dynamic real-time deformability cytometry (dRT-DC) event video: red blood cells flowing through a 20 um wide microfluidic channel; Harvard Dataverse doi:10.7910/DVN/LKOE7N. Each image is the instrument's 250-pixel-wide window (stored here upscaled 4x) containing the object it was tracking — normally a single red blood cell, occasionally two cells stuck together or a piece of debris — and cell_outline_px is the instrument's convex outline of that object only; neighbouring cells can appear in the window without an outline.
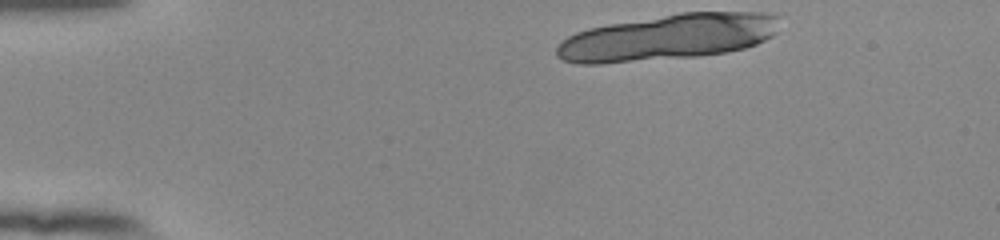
{"species": "human", "species_latin": "Homo sapiens", "temperature_condition": "room temperature", "stored_images_in_passage": 14, "camera_frame_rate_fps": 3000, "um_per_image_px": 0.085, "donor": {"sex": "female"}, "frame": {"image": 1, "passage_image": 1, "time_ms": 0.0, "image_size_px": [1000, 240], "cell_outline_px": [[780, 16], [776, 32], [772, 36], [756, 44], [744, 48], [728, 52], [700, 56], [600, 64], [576, 64], [560, 60], [556, 56], [556, 48], [568, 36], [576, 32], [588, 28], [608, 24], [680, 12], [768, 12]], "centroid_in_image_um": [56.77, 3.16], "position_along_channel_um": 28.2, "area_um2": 60.11}}